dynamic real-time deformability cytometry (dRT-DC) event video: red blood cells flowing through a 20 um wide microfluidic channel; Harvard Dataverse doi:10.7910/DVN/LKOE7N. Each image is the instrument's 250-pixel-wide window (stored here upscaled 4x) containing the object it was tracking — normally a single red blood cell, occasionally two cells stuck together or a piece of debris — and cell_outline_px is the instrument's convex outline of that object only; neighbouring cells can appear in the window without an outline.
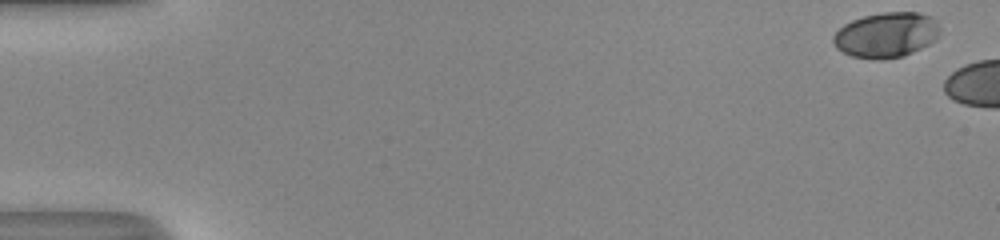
{"species": "human", "species_latin": "Homo sapiens", "temperature_condition": "room temperature", "stored_images_in_passage": 46, "camera_frame_rate_fps": 3000, "um_per_image_px": 0.085, "donor": {"sex": "male"}, "frame": {"image": 1, "passage_image": 1, "time_ms": 0.0, "image_size_px": [1000, 240], "cell_outline_px": [[940, 28], [936, 36], [928, 44], [904, 56], [884, 60], [880, 60], [852, 56], [836, 48], [832, 40], [832, 36], [844, 24], [852, 20], [864, 16], [884, 12], [916, 12], [928, 16]], "centroid_in_image_um": [75.27, 2.98], "position_along_channel_um": 9.7, "area_um2": 27.69}}
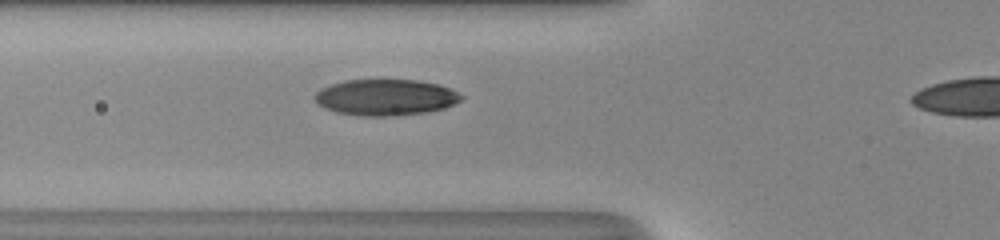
{"frame": {"image": 2, "passage_image": 20, "time_ms": 6.333, "image_size_px": [1000, 240], "cell_outline_px": [[464, 96], [460, 100], [444, 108], [428, 112], [388, 116], [364, 116], [336, 112], [324, 108], [312, 96], [320, 88], [344, 80], [416, 80], [440, 84], [452, 88]], "centroid_in_image_um": [32.78, 8.26], "position_along_channel_um": 93.0, "area_um2": 30.92}}
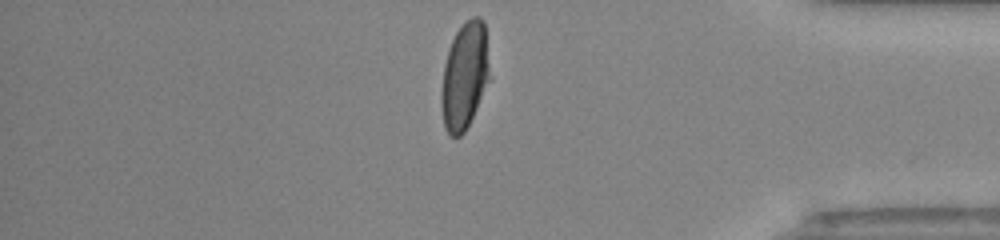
{"frame": {"image": 3, "passage_image": 44, "time_ms": 14.333, "image_size_px": [1000, 240], "cell_outline_px": [[492, 80], [464, 132], [460, 136], [448, 136], [444, 128], [440, 104], [440, 96], [444, 64], [448, 48], [456, 32], [472, 16], [480, 16], [484, 20]], "centroid_in_image_um": [39.51, 6.47], "position_along_channel_um": 395.7, "area_um2": 30.92}}